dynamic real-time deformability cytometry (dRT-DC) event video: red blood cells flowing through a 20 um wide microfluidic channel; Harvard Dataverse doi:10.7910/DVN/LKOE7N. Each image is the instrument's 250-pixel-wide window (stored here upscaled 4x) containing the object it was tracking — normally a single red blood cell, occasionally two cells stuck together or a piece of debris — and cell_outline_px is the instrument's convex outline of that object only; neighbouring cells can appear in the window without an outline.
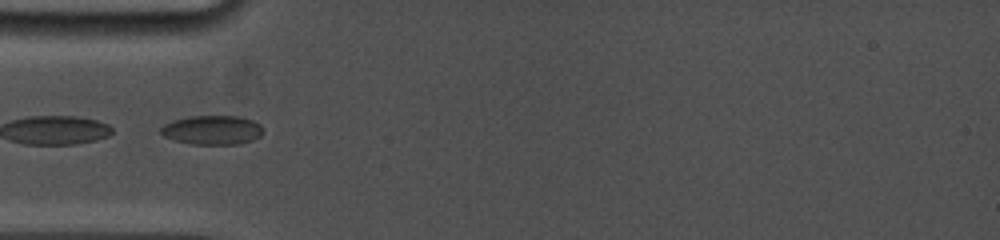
{"species": "common noctule bat (a hibernating species)", "species_latin": "Nyctalus noctula", "temperature_condition": "cold", "stored_images_in_passage": 2, "camera_frame_rate_fps": 5000, "um_per_image_px": 0.085, "animal": {"sex": "female", "body_mass_g": 19.0, "forearm_length_mm": 53.3}, "frame": {"image": 1, "passage_image": 1, "time_ms": 0.0, "image_size_px": [1000, 240], "cell_outline_px": [[264, 132], [260, 136], [252, 140], [236, 144], [192, 144], [176, 140], [164, 136], [160, 132], [160, 128], [164, 124], [172, 120], [188, 116], [236, 116], [252, 120], [260, 124]], "centroid_in_image_um": [18.03, 11.04], "position_along_channel_um": 67.0, "area_um2": 17.34}}